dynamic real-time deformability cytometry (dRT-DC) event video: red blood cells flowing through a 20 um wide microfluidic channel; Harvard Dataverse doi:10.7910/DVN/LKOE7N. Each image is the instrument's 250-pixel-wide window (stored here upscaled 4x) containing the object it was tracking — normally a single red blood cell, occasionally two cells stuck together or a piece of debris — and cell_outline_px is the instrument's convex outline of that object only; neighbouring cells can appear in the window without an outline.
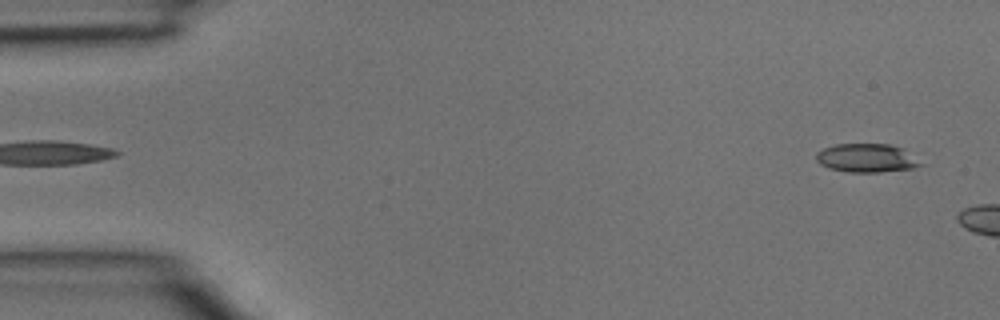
{"species": "common noctule bat (a hibernating species)", "species_latin": "Nyctalus noctula", "temperature_condition": "room temperature", "stored_images_in_passage": 2, "segment_of_instrument_passage": [2, 2], "camera_frame_rate_fps": 3000, "um_per_image_px": 0.085, "animal": {"sex": "male", "body_mass_g": 15.6}, "frame": {"image": 1, "passage_image": 2, "time_ms": 0.333, "image_size_px": [1000, 320], "cell_outline_px": [[924, 164], [912, 168], [880, 172], [848, 172], [828, 168], [820, 164], [816, 160], [816, 152], [824, 148], [836, 144], [888, 144], [904, 148]], "centroid_in_image_um": [73.66, 13.43], "position_along_channel_um": 11.3, "area_um2": 17.46}}